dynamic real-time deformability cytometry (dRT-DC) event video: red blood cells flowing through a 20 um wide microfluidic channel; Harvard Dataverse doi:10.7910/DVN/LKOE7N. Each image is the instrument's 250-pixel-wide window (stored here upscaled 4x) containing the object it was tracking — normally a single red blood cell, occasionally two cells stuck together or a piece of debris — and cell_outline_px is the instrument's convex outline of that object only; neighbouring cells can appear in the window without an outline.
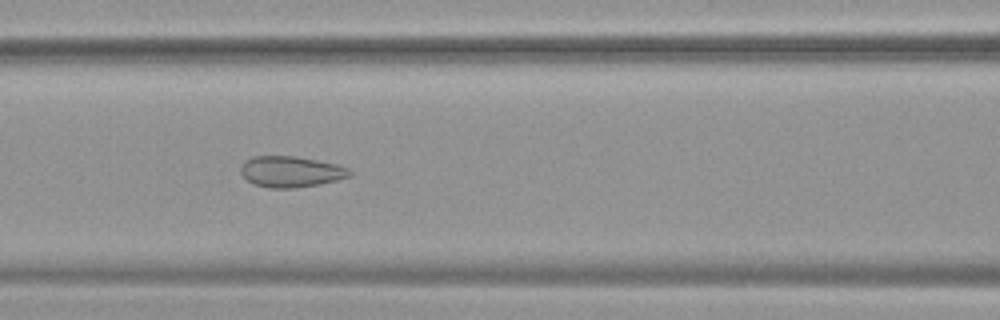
{"species": "common noctule bat (a hibernating species)", "species_latin": "Nyctalus noctula", "temperature_condition": "warm", "stored_images_in_passage": 41, "camera_frame_rate_fps": 3000, "um_per_image_px": 0.085, "animal": {"sex": "female", "body_mass_g": 19.9}, "frame": {"image": 1, "passage_image": 11, "time_ms": 3.333, "image_size_px": [1000, 320], "cell_outline_px": [[352, 176], [320, 184], [296, 188], [268, 188], [252, 184], [240, 172], [240, 168], [244, 160], [252, 156], [296, 156], [336, 164], [348, 168], [352, 172]], "centroid_in_image_um": [24.71, 14.59], "position_along_channel_um": 141.9, "area_um2": 19.83}}
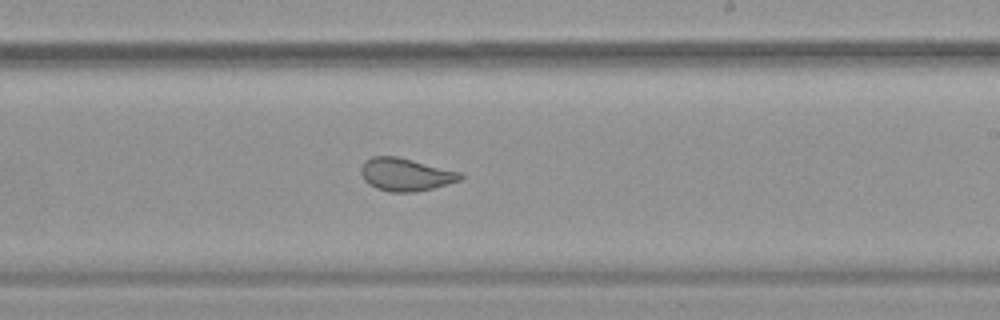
{"frame": {"image": 2, "passage_image": 20, "time_ms": 6.333, "image_size_px": [1000, 320], "cell_outline_px": [[464, 180], [416, 192], [392, 192], [376, 188], [368, 184], [364, 180], [360, 172], [360, 168], [364, 160], [372, 156], [396, 156], [460, 172], [464, 176]], "centroid_in_image_um": [34.46, 14.84], "position_along_channel_um": 254.5, "area_um2": 19.07}}
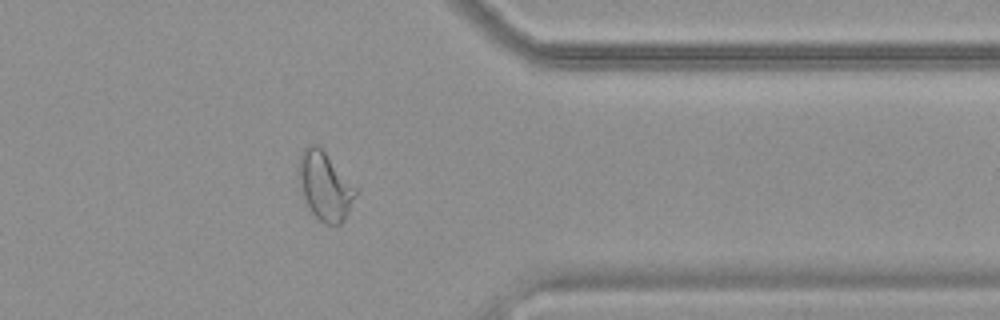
{"frame": {"image": 3, "passage_image": 31, "time_ms": 10.0, "image_size_px": [1000, 320], "cell_outline_px": [[356, 192], [348, 212], [344, 220], [340, 224], [324, 224], [312, 212], [300, 188], [300, 152], [308, 144], [316, 144], [324, 152], [356, 188]], "centroid_in_image_um": [27.61, 15.82], "position_along_channel_um": 383.8, "area_um2": 21.73}, "authors_computed_cell_mechanics": {"area_um2": 20.9236, "velocity_mm_per_s": 3.7683, "shape_relaxation_time_tau1_ms": null, "shape_relaxation_time_tau2_ms": 0.8639, "deformation_change_tau1": null, "deformation_change_tau2": 0.0703}}